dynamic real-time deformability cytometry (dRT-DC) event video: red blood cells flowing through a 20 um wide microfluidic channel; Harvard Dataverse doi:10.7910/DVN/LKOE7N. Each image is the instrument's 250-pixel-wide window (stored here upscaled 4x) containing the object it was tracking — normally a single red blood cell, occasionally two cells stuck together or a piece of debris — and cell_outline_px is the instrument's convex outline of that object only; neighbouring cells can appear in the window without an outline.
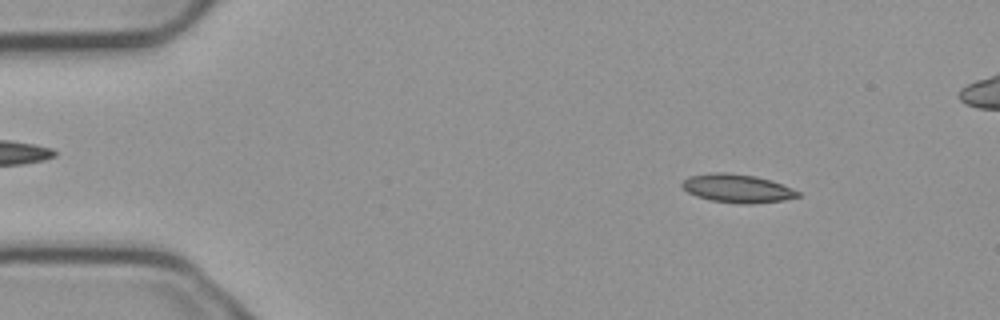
{"species": "common noctule bat (a hibernating species)", "species_latin": "Nyctalus noctula", "temperature_condition": "cold", "stored_images_in_passage": 8, "camera_frame_rate_fps": 3000, "um_per_image_px": 0.085, "animal": {"sex": "male", "body_mass_g": 23.1, "forearm_length_mm": 52.7}, "frame": {"image": 1, "passage_image": 1, "time_ms": 0.0, "image_size_px": [1000, 320], "cell_outline_px": [[800, 196], [784, 200], [752, 204], [744, 204], [712, 200], [696, 196], [688, 192], [680, 184], [688, 176], [712, 172], [728, 172], [756, 176], [772, 180], [792, 188], [800, 192]], "centroid_in_image_um": [62.68, 16.0], "position_along_channel_um": 22.3, "area_um2": 19.25}}
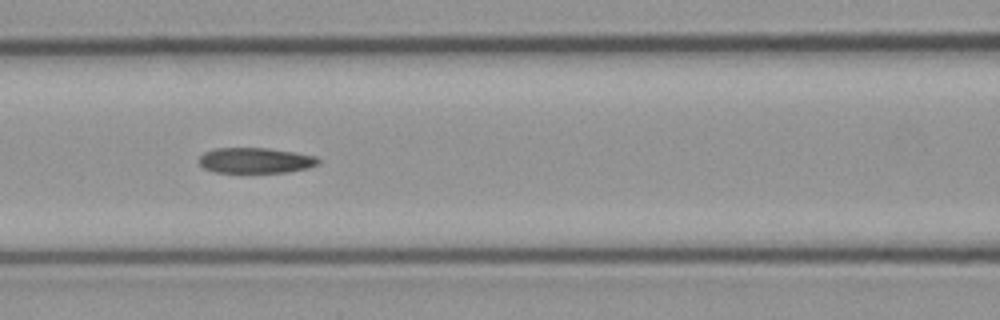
{"frame": {"image": 2, "passage_image": 5, "time_ms": 1.333, "image_size_px": [1000, 320], "cell_outline_px": [[320, 164], [308, 168], [288, 172], [216, 172], [204, 168], [200, 164], [200, 156], [204, 152], [216, 148], [268, 148], [316, 156], [320, 160]], "centroid_in_image_um": [21.74, 13.63], "position_along_channel_um": 144.9, "area_um2": 17.63}}
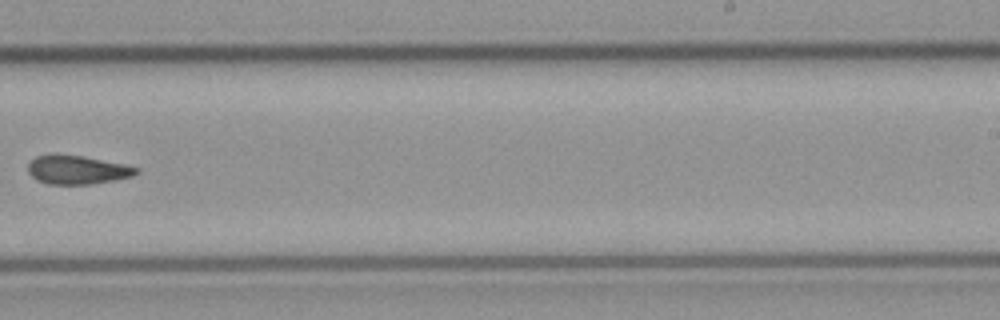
{"frame": {"image": 3, "passage_image": 8, "time_ms": 2.333, "image_size_px": [1000, 320], "cell_outline_px": [[140, 172], [132, 176], [116, 180], [92, 184], [48, 184], [36, 180], [28, 172], [28, 164], [36, 156], [84, 156], [124, 164], [140, 168]], "centroid_in_image_um": [6.62, 14.46], "position_along_channel_um": 282.4, "area_um2": 17.86}}